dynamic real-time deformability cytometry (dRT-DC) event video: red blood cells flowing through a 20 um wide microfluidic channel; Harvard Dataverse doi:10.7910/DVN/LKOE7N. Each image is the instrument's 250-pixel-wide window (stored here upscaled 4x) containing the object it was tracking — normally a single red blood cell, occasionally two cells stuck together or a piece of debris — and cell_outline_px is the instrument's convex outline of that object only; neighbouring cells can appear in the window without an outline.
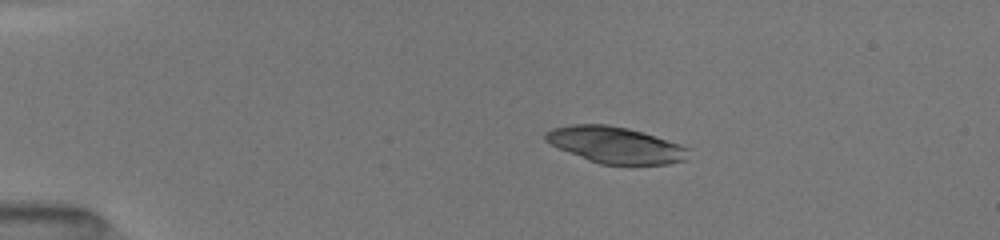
{"species": "common noctule bat (a hibernating species)", "species_latin": "Nyctalus noctula", "temperature_condition": "room temperature", "stored_images_in_passage": 38, "camera_frame_rate_fps": 3000, "um_per_image_px": 0.085, "animal": {"sex": "female", "body_mass_g": 19.5, "forearm_length_mm": 54.1}, "frame": {"image": 1, "passage_image": 6, "time_ms": 2.667, "image_size_px": [1000, 240], "cell_outline_px": [[688, 148], [684, 160], [668, 164], [600, 164], [588, 160], [560, 148], [544, 140], [544, 136], [548, 132], [556, 128], [576, 124], [604, 124], [628, 128]], "centroid_in_image_um": [52.27, 12.33], "position_along_channel_um": 32.7, "area_um2": 29.25}}